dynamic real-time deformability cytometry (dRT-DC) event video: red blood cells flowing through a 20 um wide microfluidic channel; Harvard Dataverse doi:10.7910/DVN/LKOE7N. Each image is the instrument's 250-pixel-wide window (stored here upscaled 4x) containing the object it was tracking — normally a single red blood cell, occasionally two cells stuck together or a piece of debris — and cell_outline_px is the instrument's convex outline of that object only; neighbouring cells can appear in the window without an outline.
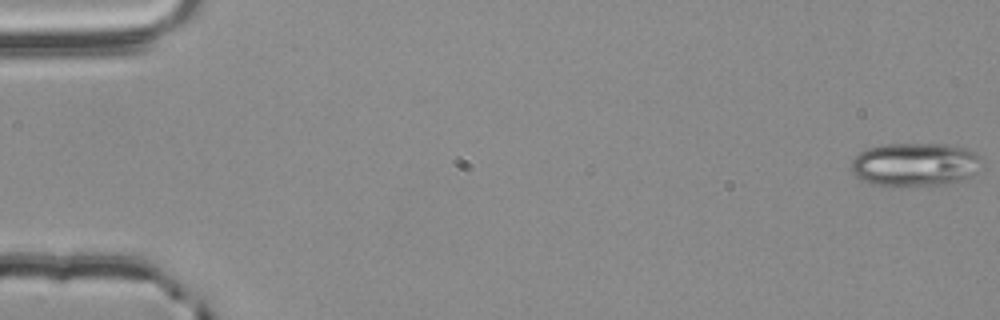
{"species": "common noctule bat (a hibernating species)", "species_latin": "Nyctalus noctula", "temperature_condition": "room temperature", "stored_images_in_passage": 56, "camera_frame_rate_fps": 3000, "um_per_image_px": 0.085, "animal": {"sex": "male", "body_mass_g": 20.4}, "frame": {"image": 1, "passage_image": 1, "time_ms": 0.0, "image_size_px": [1000, 320], "cell_outline_px": [[984, 160], [976, 172], [968, 176], [944, 184], [888, 188], [872, 184], [860, 180], [852, 172], [852, 160], [860, 152], [868, 148], [884, 144], [944, 144], [960, 148], [972, 152], [980, 156]], "centroid_in_image_um": [77.71, 14.01], "position_along_channel_um": 7.3, "area_um2": 33.23}}
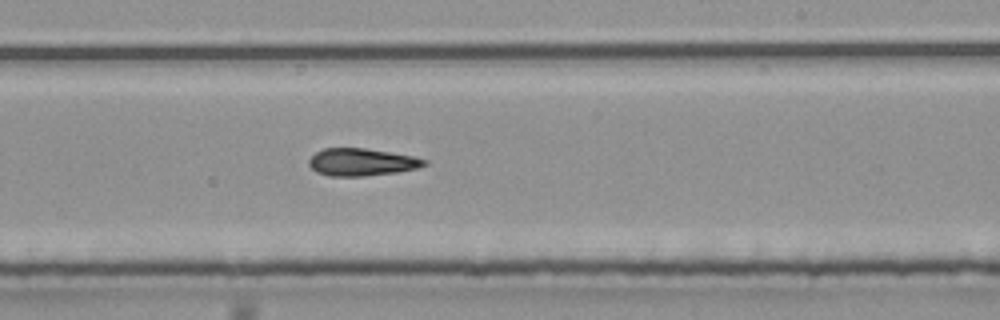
{"frame": {"image": 2, "passage_image": 34, "time_ms": 11.0, "image_size_px": [1000, 320], "cell_outline_px": [[428, 164], [416, 168], [396, 172], [364, 176], [328, 176], [316, 172], [308, 164], [308, 160], [316, 152], [324, 148], [364, 148], [412, 156], [428, 160]], "centroid_in_image_um": [30.71, 13.78], "position_along_channel_um": 258.3, "area_um2": 18.32}}
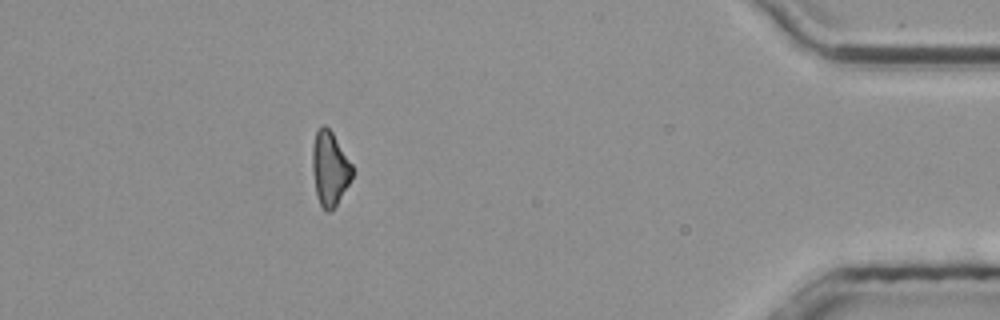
{"frame": {"image": 3, "passage_image": 50, "time_ms": 16.333, "image_size_px": [1000, 320], "cell_outline_px": [[352, 180], [336, 204], [328, 212], [324, 212], [320, 204], [316, 192], [312, 172], [312, 144], [316, 132], [320, 124], [324, 124], [332, 132], [352, 164]], "centroid_in_image_um": [28.02, 14.3], "position_along_channel_um": 407.2, "area_um2": 17.28}, "authors_computed_cell_mechanics": {"area_um2": 18.9006, "velocity_mm_per_s": 3.7908, "shape_relaxation_time_tau1_ms": null, "shape_relaxation_time_tau2_ms": 10.1577, "deformation_change_tau1": null, "deformation_change_tau2": 0.2347}}